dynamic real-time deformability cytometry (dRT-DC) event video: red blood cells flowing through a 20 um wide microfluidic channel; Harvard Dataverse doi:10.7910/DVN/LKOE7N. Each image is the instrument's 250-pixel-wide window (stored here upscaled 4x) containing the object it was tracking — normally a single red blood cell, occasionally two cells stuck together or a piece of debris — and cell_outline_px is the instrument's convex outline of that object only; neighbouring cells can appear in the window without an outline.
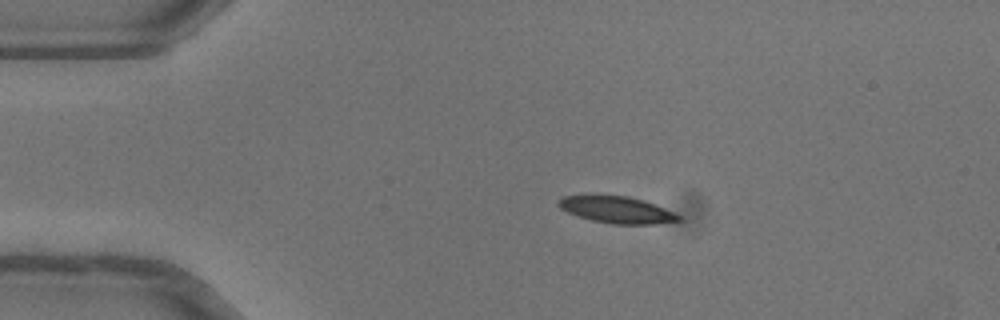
{"species": "common noctule bat (a hibernating species)", "species_latin": "Nyctalus noctula", "temperature_condition": "warm", "stored_images_in_passage": 42, "camera_frame_rate_fps": 3000, "um_per_image_px": 0.085, "animal": {"sex": "female"}, "frame": {"image": 1, "passage_image": 8, "time_ms": 2.333, "image_size_px": [1000, 320], "cell_outline_px": [[680, 220], [652, 224], [612, 224], [592, 220], [568, 212], [560, 208], [556, 204], [564, 196], [628, 196], [644, 200], [664, 208], [680, 216]], "centroid_in_image_um": [52.43, 17.84], "position_along_channel_um": 32.6, "area_um2": 18.21}}
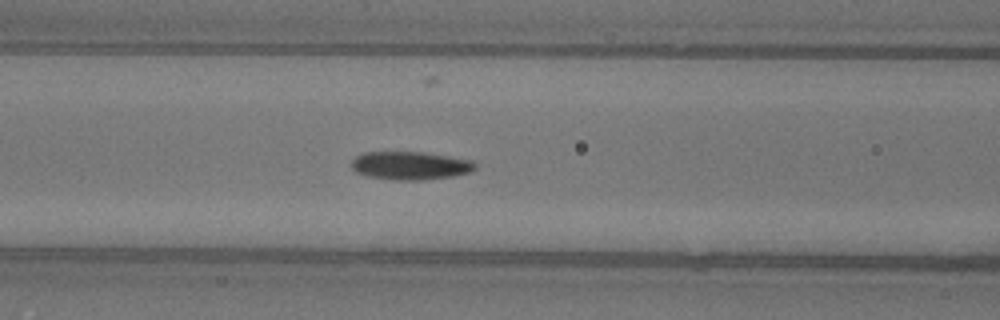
{"frame": {"image": 2, "passage_image": 19, "time_ms": 6.0, "image_size_px": [1000, 320], "cell_outline_px": [[476, 168], [472, 172], [452, 176], [424, 180], [396, 180], [368, 176], [356, 172], [352, 168], [352, 160], [356, 156], [364, 152], [424, 152], [472, 160], [476, 164]], "centroid_in_image_um": [34.89, 14.07], "position_along_channel_um": 131.7, "area_um2": 20.35}}
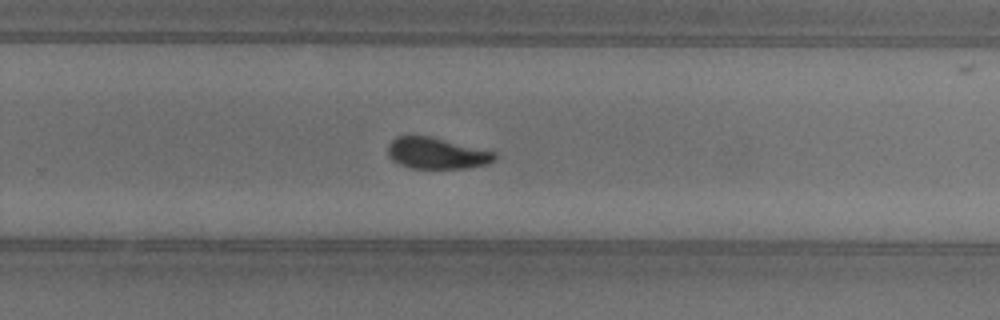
{"frame": {"image": 3, "passage_image": 31, "time_ms": 10.0, "image_size_px": [1000, 320], "cell_outline_px": [[496, 160], [488, 164], [468, 168], [408, 168], [392, 160], [388, 152], [388, 144], [396, 136], [428, 136], [496, 152]], "centroid_in_image_um": [37.12, 13.04], "position_along_channel_um": 292.7, "area_um2": 19.36}, "authors_computed_cell_mechanics": {"area_um2": 19.7676, "velocity_mm_per_s": 4.0381, "shape_relaxation_time_tau1_ms": 4.6588, "shape_relaxation_time_tau2_ms": 1.8123, "deformation_change_tau1": 0.1748, "deformation_change_tau2": 0.0743}}